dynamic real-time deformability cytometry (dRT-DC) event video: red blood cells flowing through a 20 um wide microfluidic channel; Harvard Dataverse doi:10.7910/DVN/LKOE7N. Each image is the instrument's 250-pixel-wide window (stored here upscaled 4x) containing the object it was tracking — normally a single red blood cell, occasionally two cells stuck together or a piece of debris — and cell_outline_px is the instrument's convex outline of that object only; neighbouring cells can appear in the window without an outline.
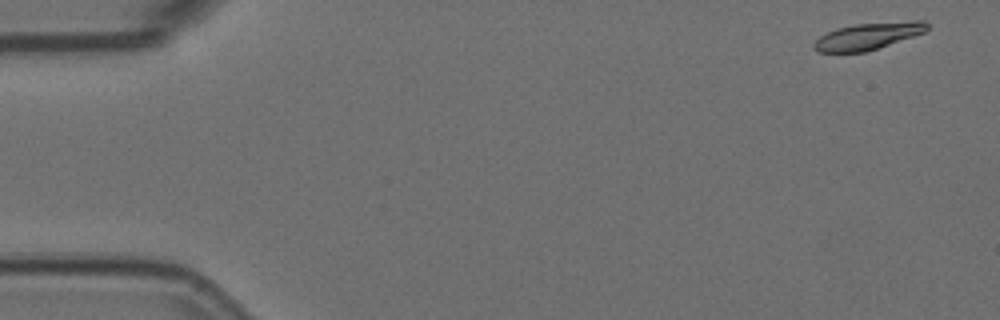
{"species": "Egyptian fruit bat (a non-hibernating species)", "species_latin": "Rousettus aegyptiacus", "temperature_condition": "room temperature", "stored_images_in_passage": 46, "camera_frame_rate_fps": 3000, "um_per_image_px": 0.085, "animal": {"sex": "female"}, "frame": {"image": 1, "passage_image": 1, "time_ms": 0.0, "image_size_px": [1000, 320], "cell_outline_px": [[928, 28], [924, 32], [864, 52], [816, 52], [812, 48], [812, 44], [820, 36], [836, 28], [856, 24], [912, 20], [924, 20], [928, 24]], "centroid_in_image_um": [73.74, 3.06], "position_along_channel_um": 11.3, "area_um2": 17.51}}
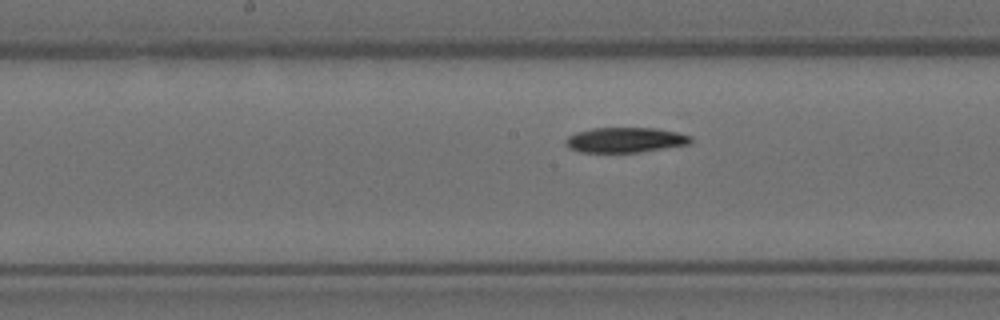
{"frame": {"image": 2, "passage_image": 27, "time_ms": 8.667, "image_size_px": [1000, 320], "cell_outline_px": [[692, 144], [640, 152], [580, 152], [568, 148], [564, 144], [564, 140], [568, 136], [576, 132], [592, 128], [656, 128], [676, 132], [692, 136]], "centroid_in_image_um": [53.14, 11.9], "position_along_channel_um": 195.1, "area_um2": 18.5}}
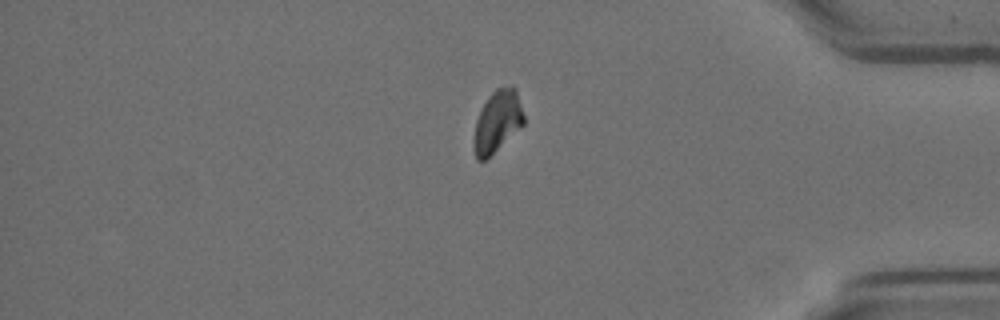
{"frame": {"image": 3, "passage_image": 46, "time_ms": 15.0, "image_size_px": [1000, 320], "cell_outline_px": [[524, 124], [520, 128], [484, 160], [476, 160], [472, 148], [472, 140], [476, 120], [488, 96], [496, 88], [512, 84], [516, 88], [524, 116]], "centroid_in_image_um": [42.25, 10.3], "position_along_channel_um": 392.9, "area_um2": 18.03}}